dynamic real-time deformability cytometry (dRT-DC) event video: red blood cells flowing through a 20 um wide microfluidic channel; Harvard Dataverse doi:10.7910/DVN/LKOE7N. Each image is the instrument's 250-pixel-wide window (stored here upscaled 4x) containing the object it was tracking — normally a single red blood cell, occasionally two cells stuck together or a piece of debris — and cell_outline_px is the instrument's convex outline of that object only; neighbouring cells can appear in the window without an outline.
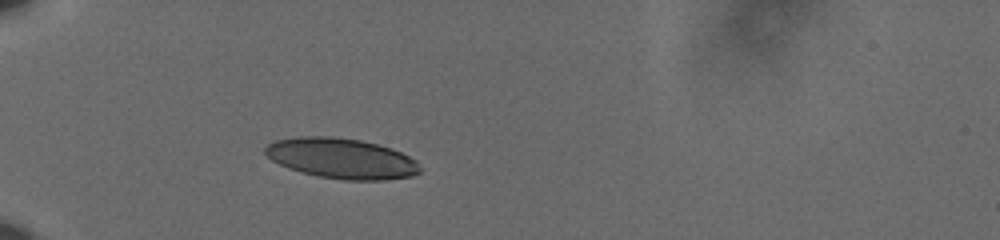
{"species": "human", "species_latin": "Homo sapiens", "temperature_condition": "cold", "stored_images_in_passage": 40, "camera_frame_rate_fps": 3000, "um_per_image_px": 0.085, "donor": {"sex": "male"}, "frame": {"image": 1, "passage_image": 1, "time_ms": 0.0, "image_size_px": [1000, 240], "cell_outline_px": [[424, 168], [420, 172], [412, 176], [384, 180], [344, 180], [316, 176], [300, 172], [288, 168], [272, 160], [264, 152], [264, 148], [268, 144], [276, 140], [300, 136], [332, 136], [360, 140], [392, 148], [416, 160]], "centroid_in_image_um": [29.05, 13.47], "position_along_channel_um": 56.0, "area_um2": 36.65}}
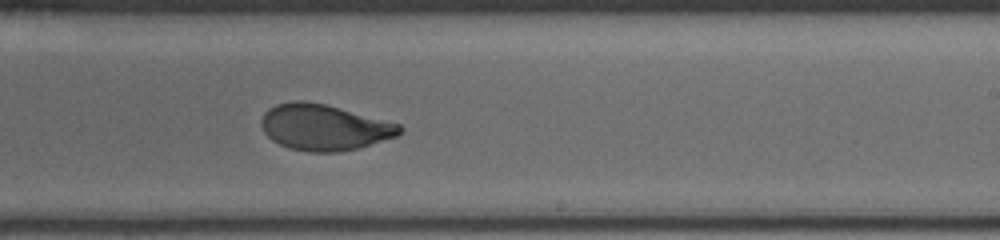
{"frame": {"image": 2, "passage_image": 20, "time_ms": 6.333, "image_size_px": [1000, 240], "cell_outline_px": [[404, 132], [396, 136], [360, 148], [340, 152], [308, 152], [288, 148], [272, 140], [264, 132], [260, 124], [260, 120], [264, 112], [268, 108], [276, 104], [292, 100], [304, 100], [324, 104], [340, 108], [400, 124], [404, 128]], "centroid_in_image_um": [27.54, 10.82], "position_along_channel_um": 261.5, "area_um2": 37.34}}
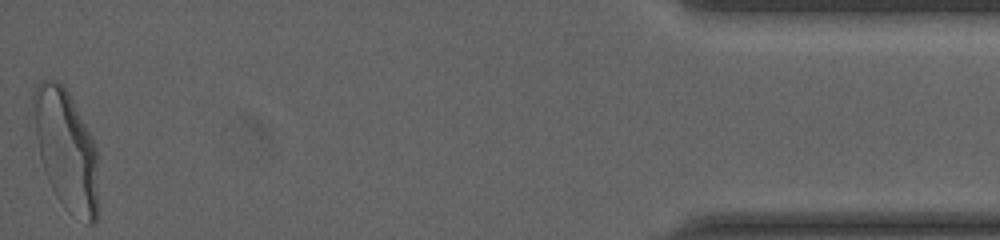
{"frame": {"image": 3, "passage_image": 40, "time_ms": 13.0, "image_size_px": [1000, 240], "cell_outline_px": [[96, 224], [88, 224], [68, 212], [64, 208], [56, 196], [48, 180], [28, 124], [32, 84], [40, 80], [56, 80], [68, 92], [92, 136], [96, 144]], "centroid_in_image_um": [5.49, 12.62], "position_along_channel_um": 429.7, "area_um2": 46.76}, "authors_computed_cell_mechanics": {"area_um2": 37.3388, "velocity_mm_per_s": 3.6188, "shape_relaxation_time_tau1_ms": 4.9331, "shape_relaxation_time_tau2_ms": 0.7808, "deformation_change_tau1": 0.1742, "deformation_change_tau2": 0.0565}}